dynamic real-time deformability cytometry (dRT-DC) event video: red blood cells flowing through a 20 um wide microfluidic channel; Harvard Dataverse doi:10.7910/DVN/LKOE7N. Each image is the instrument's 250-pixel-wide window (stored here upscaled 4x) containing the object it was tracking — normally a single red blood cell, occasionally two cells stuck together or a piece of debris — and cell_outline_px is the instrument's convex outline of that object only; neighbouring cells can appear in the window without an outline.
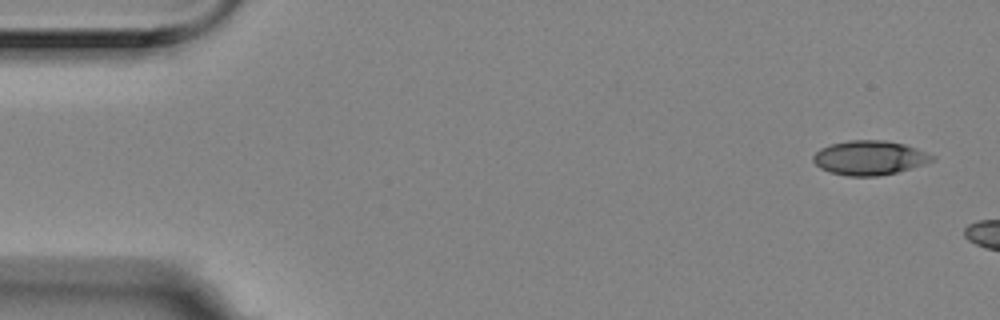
{"species": "Egyptian fruit bat (a non-hibernating species)", "species_latin": "Rousettus aegyptiacus", "temperature_condition": "room temperature", "stored_images_in_passage": 2, "camera_frame_rate_fps": 3000, "um_per_image_px": 0.085, "animal": {"sex": "female"}, "frame": {"image": 1, "passage_image": 1, "time_ms": 0.0, "image_size_px": [1000, 320], "cell_outline_px": [[936, 160], [912, 168], [896, 172], [876, 176], [848, 176], [832, 172], [820, 168], [812, 160], [812, 156], [820, 148], [832, 144], [848, 140], [884, 140], [904, 144], [916, 148], [936, 156]], "centroid_in_image_um": [73.93, 13.41], "position_along_channel_um": 11.1, "area_um2": 23.76}}